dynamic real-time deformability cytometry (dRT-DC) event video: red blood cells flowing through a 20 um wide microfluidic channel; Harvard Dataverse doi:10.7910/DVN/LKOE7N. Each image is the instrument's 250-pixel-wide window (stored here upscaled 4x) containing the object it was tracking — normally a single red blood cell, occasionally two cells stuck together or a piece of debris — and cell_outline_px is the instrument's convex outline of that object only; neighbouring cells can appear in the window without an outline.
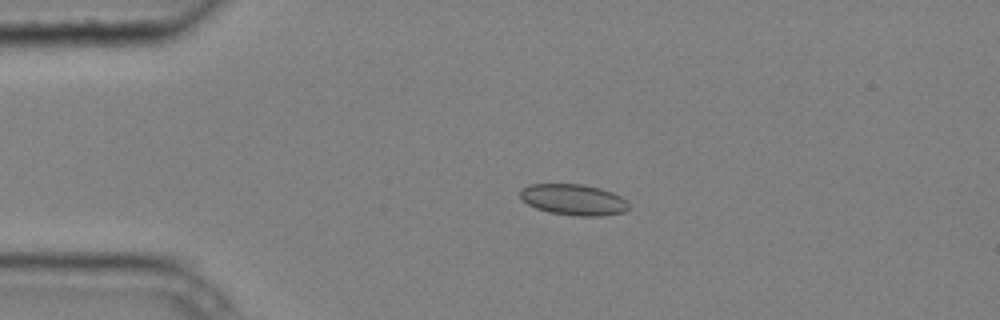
{"species": "common noctule bat (a hibernating species)", "species_latin": "Nyctalus noctula", "temperature_condition": "cold", "stored_images_in_passage": 5, "camera_frame_rate_fps": 3000, "um_per_image_px": 0.085, "animal": {"sex": "male", "body_mass_g": 20.4}, "frame": {"image": 1, "passage_image": 3, "time_ms": 0.667, "image_size_px": [1000, 320], "cell_outline_px": [[628, 208], [624, 212], [600, 216], [576, 216], [548, 212], [536, 208], [528, 204], [520, 196], [520, 188], [528, 184], [584, 184], [600, 188], [612, 192], [628, 200]], "centroid_in_image_um": [48.75, 16.96], "position_along_channel_um": 36.3, "area_um2": 19.77}}